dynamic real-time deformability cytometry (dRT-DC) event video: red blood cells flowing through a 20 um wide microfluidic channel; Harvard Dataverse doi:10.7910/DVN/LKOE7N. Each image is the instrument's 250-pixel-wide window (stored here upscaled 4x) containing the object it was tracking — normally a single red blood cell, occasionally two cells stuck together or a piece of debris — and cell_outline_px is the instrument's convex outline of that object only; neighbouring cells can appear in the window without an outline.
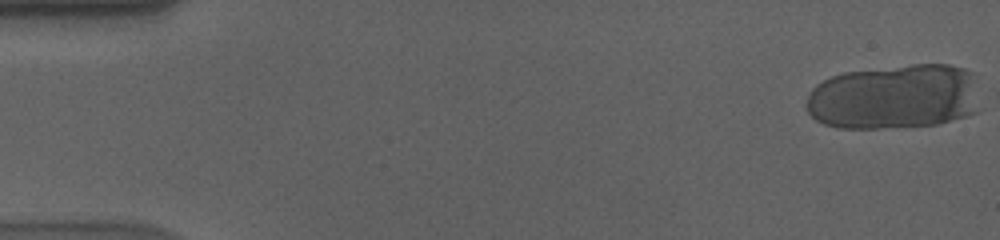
{"species": "human", "species_latin": "Homo sapiens", "temperature_condition": "cold", "stored_images_in_passage": 18, "camera_frame_rate_fps": 3000, "um_per_image_px": 0.085, "donor": {"sex": "male"}, "frame": {"image": 1, "passage_image": 1, "time_ms": 0.0, "image_size_px": [1000, 240], "cell_outline_px": [[976, 112], [964, 116], [936, 124], [876, 128], [836, 128], [824, 124], [816, 120], [808, 112], [808, 92], [816, 84], [832, 76], [844, 72], [912, 64], [948, 64], [964, 68], [972, 72]], "centroid_in_image_um": [75.96, 8.22], "position_along_channel_um": 9.0, "area_um2": 65.31}}